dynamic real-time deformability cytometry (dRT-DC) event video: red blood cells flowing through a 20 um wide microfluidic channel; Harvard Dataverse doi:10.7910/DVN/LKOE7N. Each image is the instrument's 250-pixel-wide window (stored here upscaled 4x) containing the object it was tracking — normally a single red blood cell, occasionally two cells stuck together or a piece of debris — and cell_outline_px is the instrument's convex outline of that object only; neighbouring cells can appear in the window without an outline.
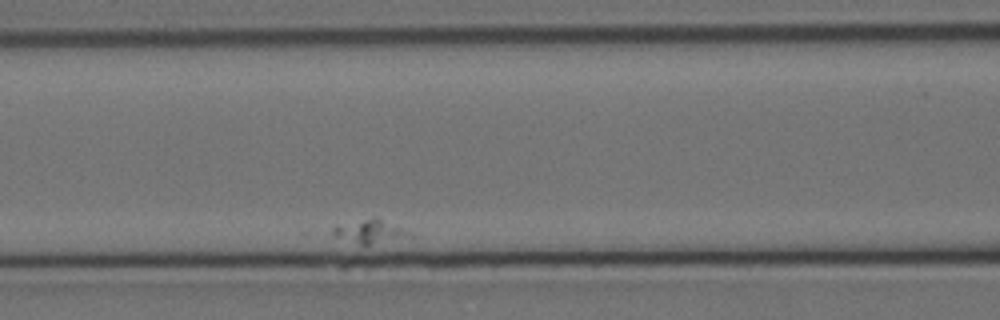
{"species": "Egyptian fruit bat (a non-hibernating species)", "species_latin": "Rousettus aegyptiacus", "temperature_condition": "cold", "stored_images_in_passage": 9, "camera_frame_rate_fps": 3000, "um_per_image_px": 0.085, "animal": {"sex": "female"}, "frame": {"image": 1, "passage_image": 3, "time_ms": 2.333, "image_size_px": [1000, 320], "cell_outline_px": [[412, 236], [368, 244], [360, 244], [332, 236], [332, 228], [336, 224], [372, 216], [376, 216], [412, 232]], "centroid_in_image_um": [31.38, 19.62], "position_along_channel_um": 135.2, "area_um2": 10.69}}